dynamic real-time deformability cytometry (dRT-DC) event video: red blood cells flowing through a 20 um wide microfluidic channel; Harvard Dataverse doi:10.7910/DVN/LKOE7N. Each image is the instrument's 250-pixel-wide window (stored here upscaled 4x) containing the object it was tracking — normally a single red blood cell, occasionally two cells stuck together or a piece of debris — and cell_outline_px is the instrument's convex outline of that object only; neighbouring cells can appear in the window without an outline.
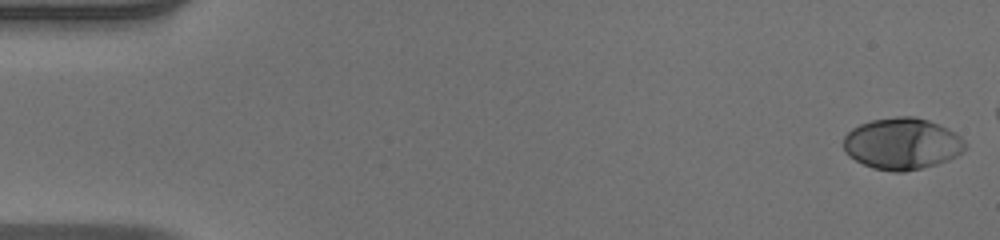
{"species": "human", "species_latin": "Homo sapiens", "temperature_condition": "warm", "stored_images_in_passage": 47, "camera_frame_rate_fps": 3000, "um_per_image_px": 0.085, "donor": {"sex": "male"}, "frame": {"image": 1, "passage_image": 1, "time_ms": 0.0, "image_size_px": [1000, 240], "cell_outline_px": [[964, 148], [956, 156], [948, 160], [936, 164], [904, 172], [892, 172], [872, 168], [848, 156], [844, 148], [844, 136], [852, 128], [860, 124], [872, 120], [896, 116], [912, 116], [928, 120], [948, 128], [960, 136], [964, 140]], "centroid_in_image_um": [76.65, 12.21], "position_along_channel_um": 8.3, "area_um2": 36.41}}
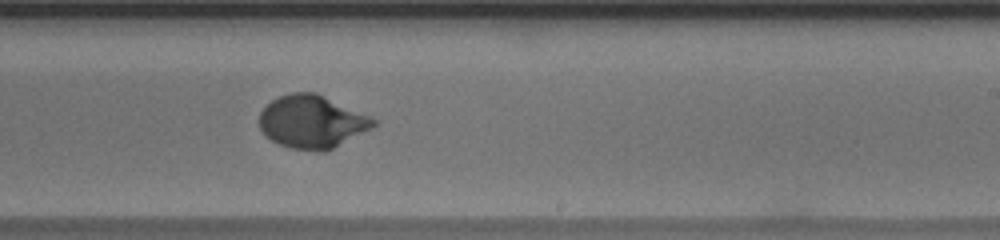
{"frame": {"image": 2, "passage_image": 32, "time_ms": 10.333, "image_size_px": [1000, 240], "cell_outline_px": [[376, 124], [372, 128], [324, 152], [320, 152], [292, 148], [280, 144], [272, 140], [260, 128], [260, 112], [272, 100], [280, 96], [292, 92], [316, 92], [368, 116], [376, 120]], "centroid_in_image_um": [26.5, 10.34], "position_along_channel_um": 262.5, "area_um2": 34.56}}
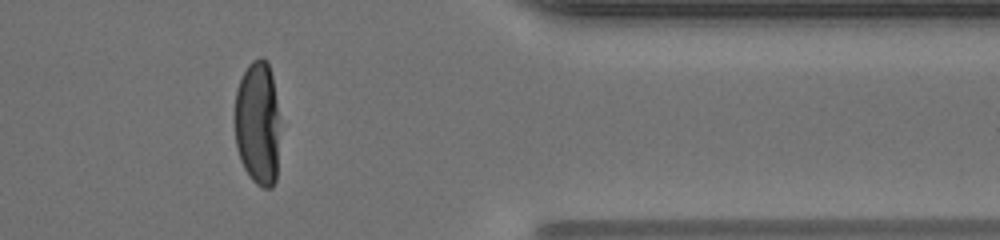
{"frame": {"image": 3, "passage_image": 43, "time_ms": 14.0, "image_size_px": [1000, 240], "cell_outline_px": [[276, 180], [272, 188], [264, 188], [256, 184], [252, 180], [244, 168], [240, 160], [236, 148], [236, 88], [248, 64], [252, 60], [260, 56], [264, 56], [268, 60], [272, 76], [276, 100]], "centroid_in_image_um": [21.86, 10.44], "position_along_channel_um": 389.5, "area_um2": 31.91}, "authors_computed_cell_mechanics": {"area_um2": 34.7956, "velocity_mm_per_s": 3.9556, "shape_relaxation_time_tau1_ms": 3.5796, "shape_relaxation_time_tau2_ms": null, "deformation_change_tau1": 0.2319, "deformation_change_tau2": null}}